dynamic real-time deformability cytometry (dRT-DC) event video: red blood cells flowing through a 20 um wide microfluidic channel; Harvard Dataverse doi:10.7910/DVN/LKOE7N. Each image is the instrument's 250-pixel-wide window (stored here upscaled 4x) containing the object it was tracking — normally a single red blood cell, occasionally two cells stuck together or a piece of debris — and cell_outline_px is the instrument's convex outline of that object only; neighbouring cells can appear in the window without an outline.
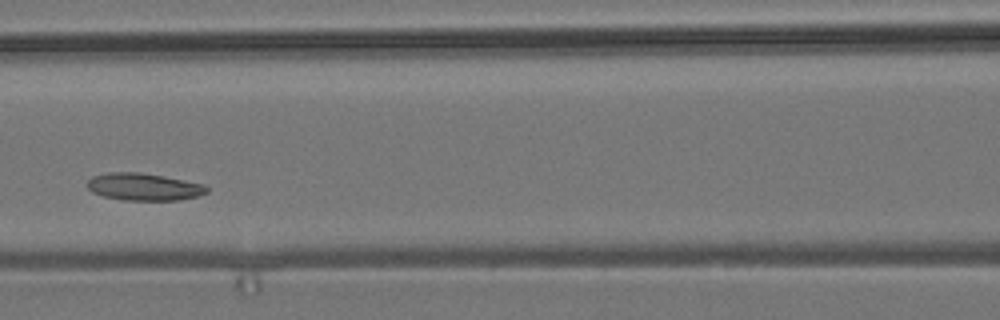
{"species": "common noctule bat (a hibernating species)", "species_latin": "Nyctalus noctula", "temperature_condition": "room temperature", "stored_images_in_passage": 8, "camera_frame_rate_fps": 3000, "um_per_image_px": 0.085, "animal": {"sex": "male", "body_mass_g": 19.2, "forearm_length_mm": 51.8}, "frame": {"image": 1, "passage_image": 6, "time_ms": 6.0, "image_size_px": [1000, 320], "cell_outline_px": [[208, 192], [196, 196], [180, 200], [124, 200], [104, 196], [92, 192], [84, 184], [92, 176], [108, 172], [140, 172], [164, 176], [204, 184], [208, 188]], "centroid_in_image_um": [12.19, 15.87], "position_along_channel_um": 154.4, "area_um2": 19.07}}
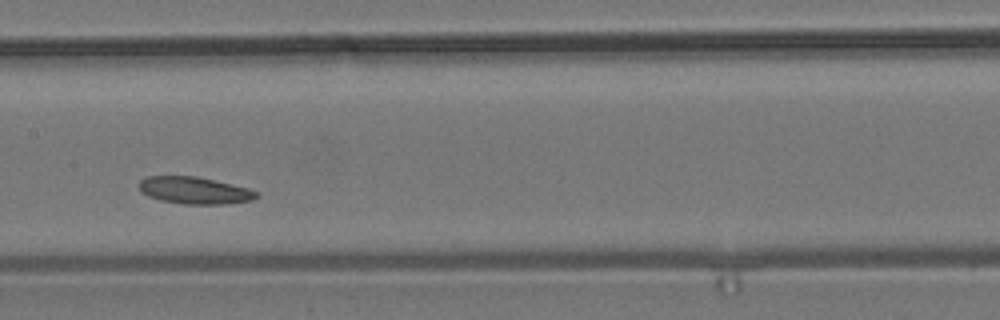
{"frame": {"image": 2, "passage_image": 7, "time_ms": 7.0, "image_size_px": [1000, 320], "cell_outline_px": [[260, 196], [252, 200], [224, 204], [184, 204], [160, 200], [148, 196], [140, 192], [140, 180], [144, 176], [196, 176], [248, 188], [260, 192]], "centroid_in_image_um": [16.54, 16.18], "position_along_channel_um": 190.9, "area_um2": 18.55}}
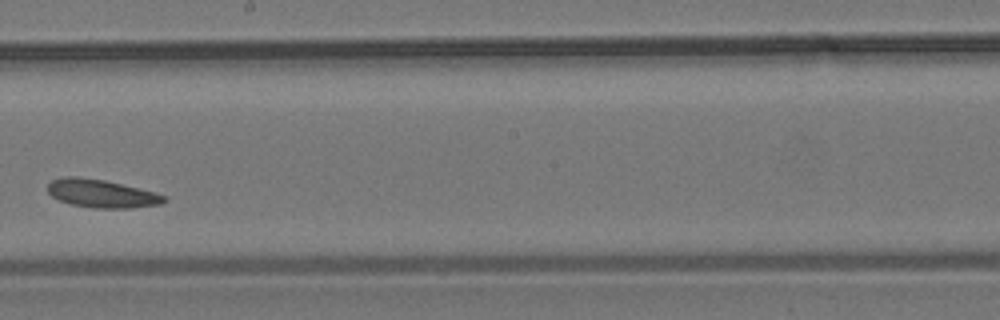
{"frame": {"image": 3, "passage_image": 8, "time_ms": 8.333, "image_size_px": [1000, 320], "cell_outline_px": [[168, 200], [160, 204], [132, 208], [92, 208], [72, 204], [60, 200], [52, 196], [48, 192], [48, 184], [52, 180], [64, 176], [76, 176], [104, 180], [156, 192], [164, 196]], "centroid_in_image_um": [8.64, 16.45], "position_along_channel_um": 239.6, "area_um2": 19.02}}